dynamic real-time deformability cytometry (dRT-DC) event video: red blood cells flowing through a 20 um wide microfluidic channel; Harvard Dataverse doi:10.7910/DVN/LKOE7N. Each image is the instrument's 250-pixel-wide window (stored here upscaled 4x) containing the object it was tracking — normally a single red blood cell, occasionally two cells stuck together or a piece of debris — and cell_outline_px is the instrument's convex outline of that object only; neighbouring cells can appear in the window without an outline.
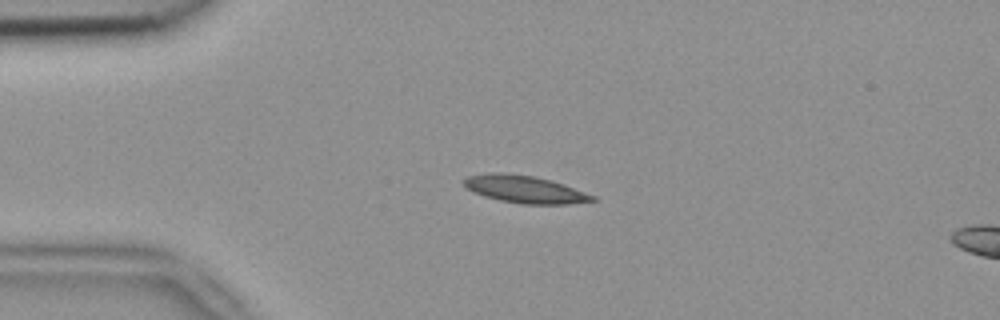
{"species": "common noctule bat (a hibernating species)", "species_latin": "Nyctalus noctula", "temperature_condition": "room temperature", "stored_images_in_passage": 4, "camera_frame_rate_fps": 3000, "um_per_image_px": 0.085, "animal": {"sex": "female", "body_mass_g": 18.4}, "frame": {"image": 1, "passage_image": 3, "time_ms": 0.667, "image_size_px": [1000, 320], "cell_outline_px": [[596, 200], [568, 204], [520, 204], [500, 200], [484, 196], [468, 188], [460, 180], [468, 176], [488, 172], [500, 172], [532, 176], [548, 180], [596, 196]], "centroid_in_image_um": [44.55, 16.09], "position_along_channel_um": 40.5, "area_um2": 20.17}}